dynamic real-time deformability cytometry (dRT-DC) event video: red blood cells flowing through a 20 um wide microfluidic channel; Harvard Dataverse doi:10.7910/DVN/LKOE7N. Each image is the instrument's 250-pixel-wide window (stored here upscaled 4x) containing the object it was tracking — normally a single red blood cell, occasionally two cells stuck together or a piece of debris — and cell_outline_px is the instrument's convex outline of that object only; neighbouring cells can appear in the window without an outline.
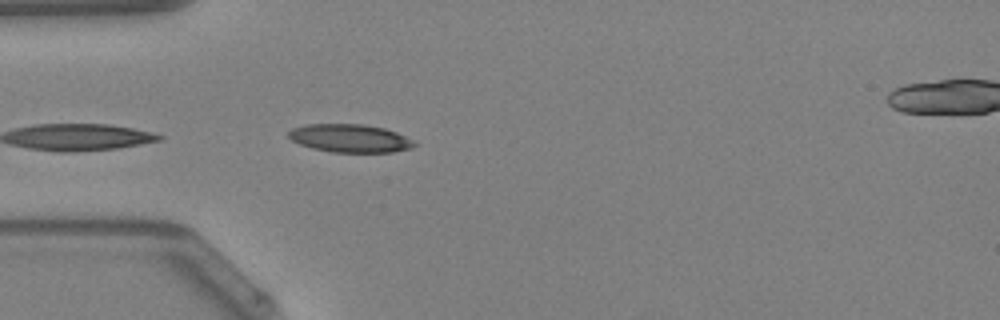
{"species": "Egyptian fruit bat (a non-hibernating species)", "species_latin": "Rousettus aegyptiacus", "temperature_condition": "warm", "stored_images_in_passage": 30, "camera_frame_rate_fps": 3000, "um_per_image_px": 0.085, "animal": {"sex": "female"}, "frame": {"image": 1, "passage_image": 1, "time_ms": 0.0, "image_size_px": [1000, 320], "cell_outline_px": [[416, 144], [412, 148], [392, 152], [332, 152], [312, 148], [300, 144], [292, 140], [288, 136], [288, 132], [292, 128], [304, 124], [364, 124], [384, 128], [396, 132], [412, 140]], "centroid_in_image_um": [29.72, 11.75], "position_along_channel_um": 55.3, "area_um2": 20.58}, "authors_computed_cell_mechanics": {"area_um2": 22.8021, "velocity_mm_per_s": 4.2124, "shape_relaxation_time_tau1_ms": 6.8579, "shape_relaxation_time_tau2_ms": 2.5676, "deformation_change_tau1": 0.1705, "deformation_change_tau2": 0.0843}}